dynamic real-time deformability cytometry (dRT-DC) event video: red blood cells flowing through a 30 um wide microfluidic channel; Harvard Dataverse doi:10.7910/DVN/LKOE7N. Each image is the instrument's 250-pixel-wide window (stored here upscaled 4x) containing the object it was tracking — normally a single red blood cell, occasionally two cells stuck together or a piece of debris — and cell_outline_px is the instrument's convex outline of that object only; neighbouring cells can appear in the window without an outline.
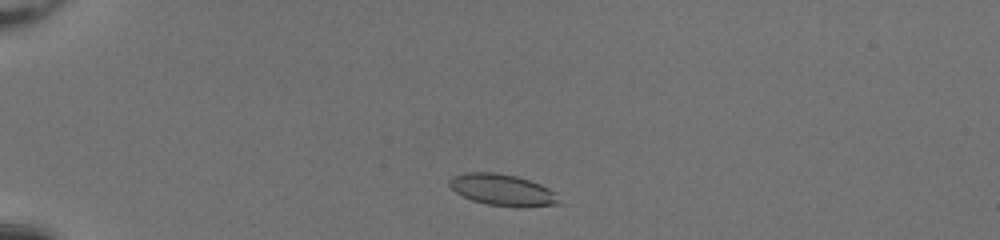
{"species": "common noctule bat (a hibernating species)", "species_latin": "Nyctalus noctula", "temperature_condition": "room temperature", "stored_images_in_passage": 41, "camera_frame_rate_fps": 3000, "um_per_image_px": 0.085, "animal": {"sex": "female", "body_mass_g": 20.0, "forearm_length_mm": 54.0}, "frame": {"image": 1, "passage_image": 4, "time_ms": 1.0, "image_size_px": [1000, 240], "cell_outline_px": [[560, 204], [524, 208], [520, 208], [488, 204], [472, 200], [456, 192], [448, 184], [448, 180], [452, 176], [464, 172], [496, 172], [516, 176], [540, 184], [556, 192]], "centroid_in_image_um": [42.72, 16.15], "position_along_channel_um": 42.3, "area_um2": 20.29}}
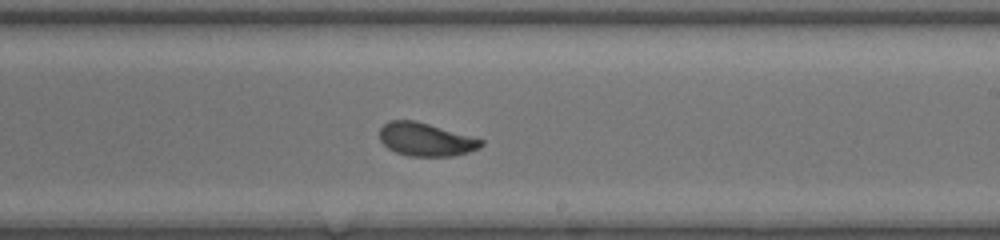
{"frame": {"image": 2, "passage_image": 23, "time_ms": 7.333, "image_size_px": [1000, 240], "cell_outline_px": [[484, 144], [480, 148], [468, 152], [452, 156], [412, 156], [396, 152], [388, 148], [380, 140], [380, 128], [388, 120], [416, 120], [484, 140]], "centroid_in_image_um": [36.19, 11.85], "position_along_channel_um": 252.8, "area_um2": 19.59}}
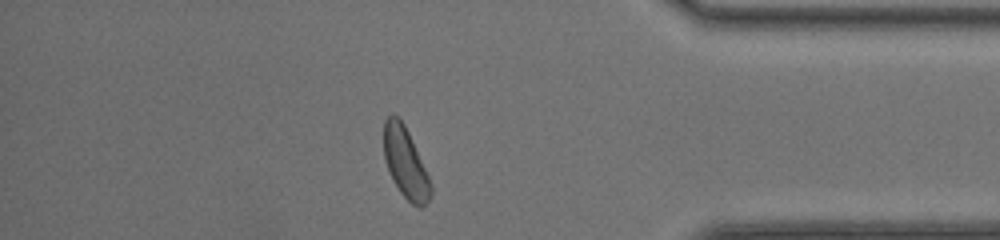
{"frame": {"image": 3, "passage_image": 35, "time_ms": 11.333, "image_size_px": [1000, 240], "cell_outline_px": [[432, 196], [420, 208], [412, 204], [400, 192], [384, 160], [384, 120], [392, 112], [404, 124], [408, 132], [432, 184]], "centroid_in_image_um": [34.46, 13.84], "position_along_channel_um": 400.7, "area_um2": 18.9}, "authors_computed_cell_mechanics": {"area_um2": 20.23, "velocity_mm_per_s": 4.2098, "shape_relaxation_time_tau1_ms": 2.7738, "shape_relaxation_time_tau2_ms": 1.1377, "deformation_change_tau1": 0.1148, "deformation_change_tau2": 0.0709}}